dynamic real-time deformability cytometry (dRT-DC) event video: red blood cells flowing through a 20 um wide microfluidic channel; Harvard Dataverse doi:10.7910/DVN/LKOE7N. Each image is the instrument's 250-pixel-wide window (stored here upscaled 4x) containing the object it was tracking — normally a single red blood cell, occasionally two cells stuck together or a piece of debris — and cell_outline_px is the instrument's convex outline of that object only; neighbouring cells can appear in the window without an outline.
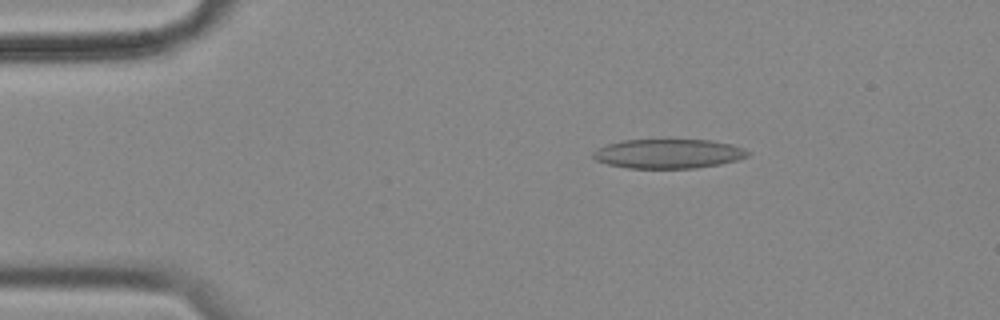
{"species": "common noctule bat (a hibernating species)", "species_latin": "Nyctalus noctula", "temperature_condition": "cold", "stored_images_in_passage": 57, "camera_frame_rate_fps": 3000, "um_per_image_px": 0.085, "animal": {"sex": "female", "body_mass_g": 18.4}, "frame": {"image": 1, "passage_image": 9, "time_ms": 2.667, "image_size_px": [1000, 320], "cell_outline_px": [[748, 156], [736, 160], [720, 164], [696, 168], [628, 168], [608, 164], [596, 160], [592, 156], [592, 152], [608, 144], [624, 140], [708, 140], [732, 144], [744, 148], [748, 152]], "centroid_in_image_um": [56.81, 13.07], "position_along_channel_um": 28.2, "area_um2": 26.24}}
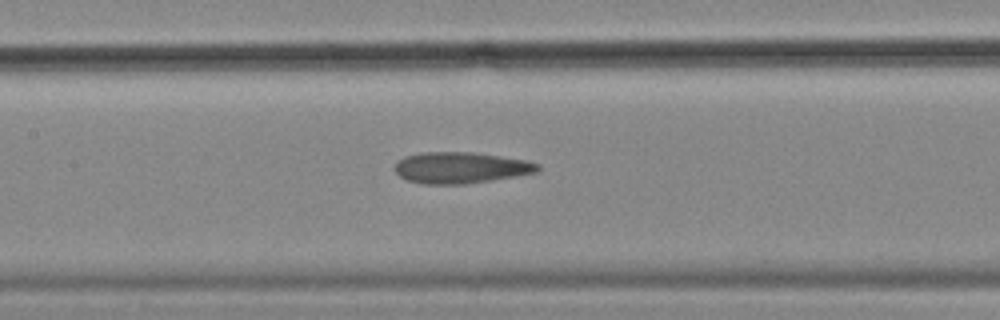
{"frame": {"image": 2, "passage_image": 26, "time_ms": 8.333, "image_size_px": [1000, 320], "cell_outline_px": [[540, 168], [536, 172], [516, 176], [464, 184], [424, 184], [408, 180], [400, 176], [396, 172], [396, 164], [404, 156], [420, 152], [476, 152], [524, 160], [540, 164]], "centroid_in_image_um": [39.16, 14.25], "position_along_channel_um": 168.2, "area_um2": 25.84}}
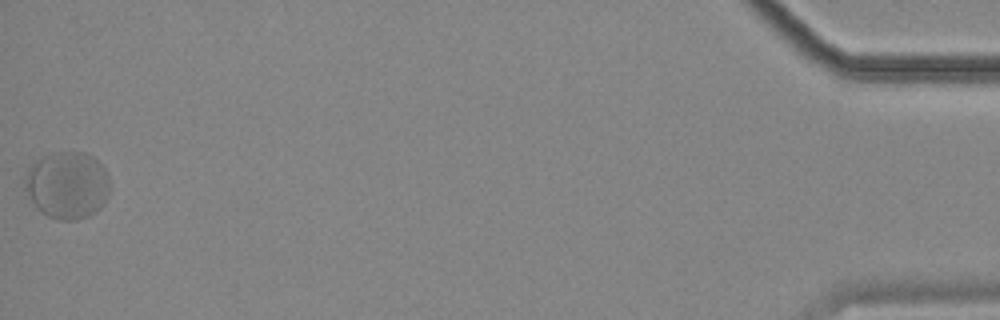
{"frame": {"image": 3, "passage_image": 57, "time_ms": 18.667, "image_size_px": [1000, 320], "cell_outline_px": [[108, 196], [104, 204], [96, 212], [88, 216], [76, 220], [60, 220], [48, 216], [32, 200], [24, 188], [24, 176], [28, 168], [32, 164], [44, 156], [52, 152], [84, 152], [92, 156], [104, 168], [108, 176]], "centroid_in_image_um": [5.72, 15.73], "position_along_channel_um": 429.5, "area_um2": 33.06}, "authors_computed_cell_mechanics": {"area_um2": 26.7614, "velocity_mm_per_s": 3.4529, "shape_relaxation_time_tau1_ms": null, "shape_relaxation_time_tau2_ms": 1.2782, "deformation_change_tau1": null, "deformation_change_tau2": 0.0567}}